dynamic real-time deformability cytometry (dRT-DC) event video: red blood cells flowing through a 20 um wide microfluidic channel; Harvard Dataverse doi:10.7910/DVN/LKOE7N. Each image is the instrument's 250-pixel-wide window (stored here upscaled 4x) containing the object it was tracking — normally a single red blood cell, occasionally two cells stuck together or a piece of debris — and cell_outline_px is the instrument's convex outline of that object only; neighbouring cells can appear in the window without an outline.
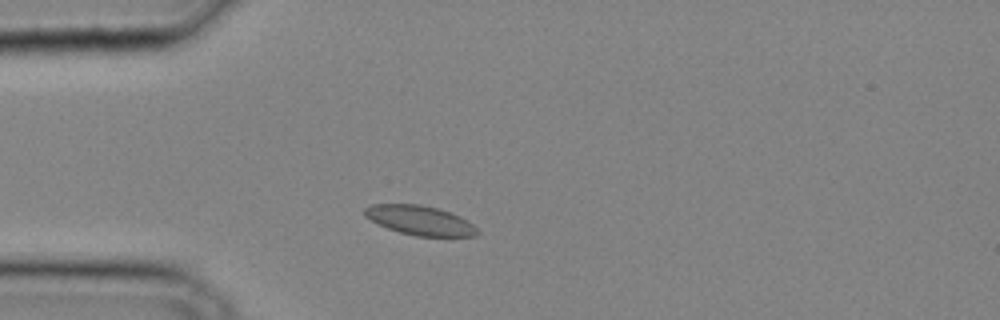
{"species": "common noctule bat (a hibernating species)", "species_latin": "Nyctalus noctula", "temperature_condition": "cold", "stored_images_in_passage": 30, "camera_frame_rate_fps": 3000, "um_per_image_px": 0.085, "animal": {"sex": "male", "body_mass_g": 20.4}, "frame": {"image": 1, "passage_image": 4, "time_ms": 1.0, "image_size_px": [1000, 320], "cell_outline_px": [[480, 232], [476, 236], [416, 236], [400, 232], [388, 228], [364, 216], [364, 208], [372, 204], [420, 204], [436, 208], [460, 216], [468, 220]], "centroid_in_image_um": [35.7, 18.73], "position_along_channel_um": 49.3, "area_um2": 19.13}}
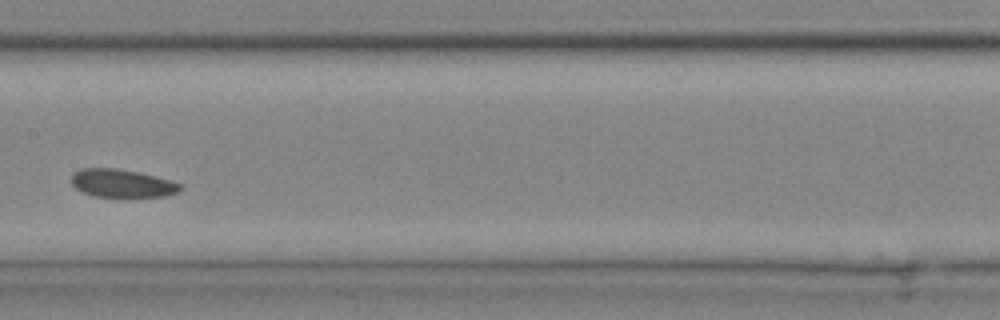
{"frame": {"image": 2, "passage_image": 13, "time_ms": 4.0, "image_size_px": [1000, 320], "cell_outline_px": [[184, 188], [180, 192], [164, 196], [124, 200], [92, 196], [80, 192], [72, 184], [72, 176], [80, 168], [116, 168], [136, 172], [168, 180], [180, 184]], "centroid_in_image_um": [10.37, 15.65], "position_along_channel_um": 197.0, "area_um2": 18.55}}
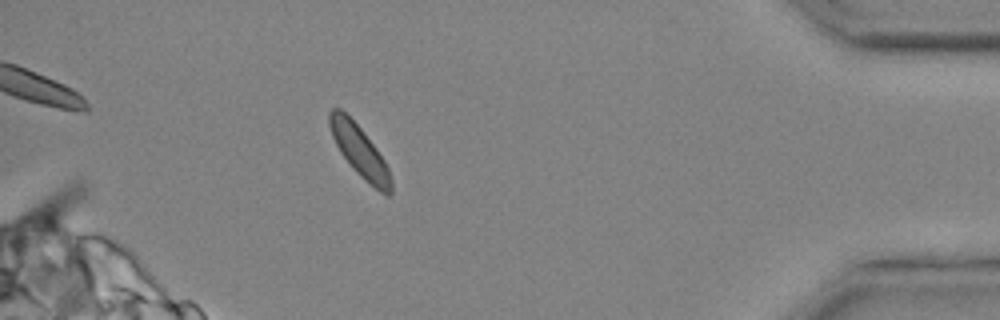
{"frame": {"image": 3, "passage_image": 27, "time_ms": 8.667, "image_size_px": [1000, 320], "cell_outline_px": [[392, 192], [388, 196], [380, 192], [364, 180], [352, 168], [340, 152], [332, 136], [328, 124], [328, 112], [332, 108], [340, 108], [360, 128], [376, 148], [384, 160], [388, 168], [392, 180]], "centroid_in_image_um": [30.56, 12.87], "position_along_channel_um": 404.6, "area_um2": 18.26}}